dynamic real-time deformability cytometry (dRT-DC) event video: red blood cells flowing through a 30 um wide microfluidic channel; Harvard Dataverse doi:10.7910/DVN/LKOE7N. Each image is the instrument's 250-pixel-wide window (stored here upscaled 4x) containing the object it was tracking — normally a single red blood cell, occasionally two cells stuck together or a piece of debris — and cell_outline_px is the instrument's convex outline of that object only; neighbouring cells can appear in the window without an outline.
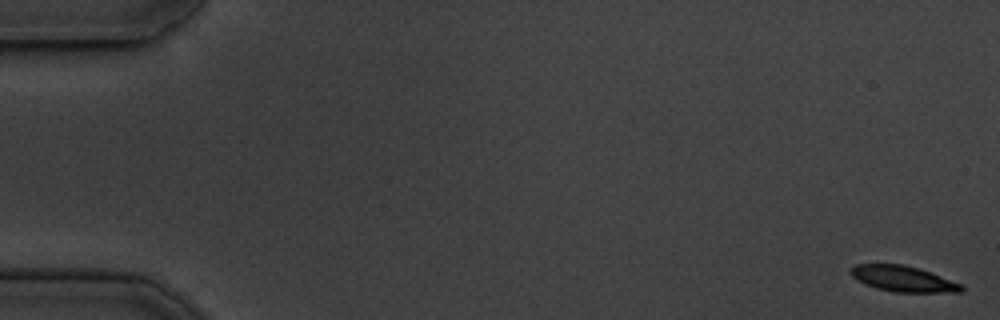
{"species": "common noctule bat (a hibernating species)", "species_latin": "Nyctalus noctula", "temperature_condition": "cold", "stored_images_in_passage": 55, "camera_frame_rate_fps": 3000, "um_per_image_px": 0.085, "animal": {"sex": "male", "body_mass_g": 19.5, "forearm_length_mm": 54.6}, "frame": {"image": 1, "passage_image": 1, "time_ms": 0.0, "image_size_px": [1000, 320], "cell_outline_px": [[964, 288], [960, 292], [896, 292], [876, 288], [864, 284], [856, 280], [848, 272], [848, 268], [856, 264], [904, 264], [964, 284]], "centroid_in_image_um": [76.71, 23.69], "position_along_channel_um": 8.3, "area_um2": 16.65}}
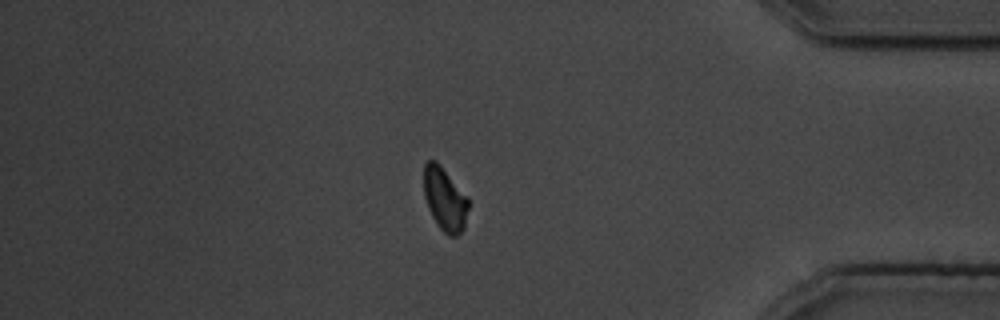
{"frame": {"image": 2, "passage_image": 47, "time_ms": 15.333, "image_size_px": [1000, 320], "cell_outline_px": [[468, 208], [464, 228], [456, 236], [448, 236], [436, 224], [428, 208], [424, 196], [424, 164], [428, 160], [436, 160], [440, 164], [468, 196]], "centroid_in_image_um": [37.81, 16.91], "position_along_channel_um": 397.4, "area_um2": 16.59}}
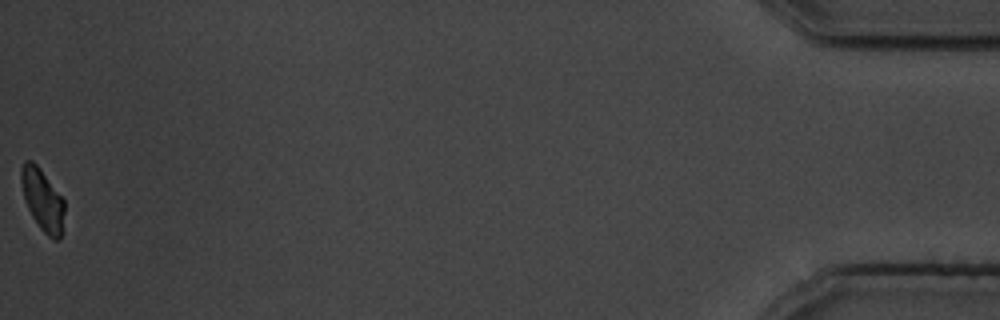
{"frame": {"image": 3, "passage_image": 55, "time_ms": 18.0, "image_size_px": [1000, 320], "cell_outline_px": [[64, 212], [60, 236], [56, 240], [52, 240], [40, 228], [32, 216], [24, 200], [20, 180], [20, 168], [24, 160], [32, 160], [40, 168], [64, 200]], "centroid_in_image_um": [3.58, 16.95], "position_along_channel_um": 431.6, "area_um2": 15.55}, "authors_computed_cell_mechanics": {"area_um2": 17.8602, "velocity_mm_per_s": 3.686, "shape_relaxation_time_tau1_ms": 3.1953, "shape_relaxation_time_tau2_ms": null, "deformation_change_tau1": 0.147, "deformation_change_tau2": null}}